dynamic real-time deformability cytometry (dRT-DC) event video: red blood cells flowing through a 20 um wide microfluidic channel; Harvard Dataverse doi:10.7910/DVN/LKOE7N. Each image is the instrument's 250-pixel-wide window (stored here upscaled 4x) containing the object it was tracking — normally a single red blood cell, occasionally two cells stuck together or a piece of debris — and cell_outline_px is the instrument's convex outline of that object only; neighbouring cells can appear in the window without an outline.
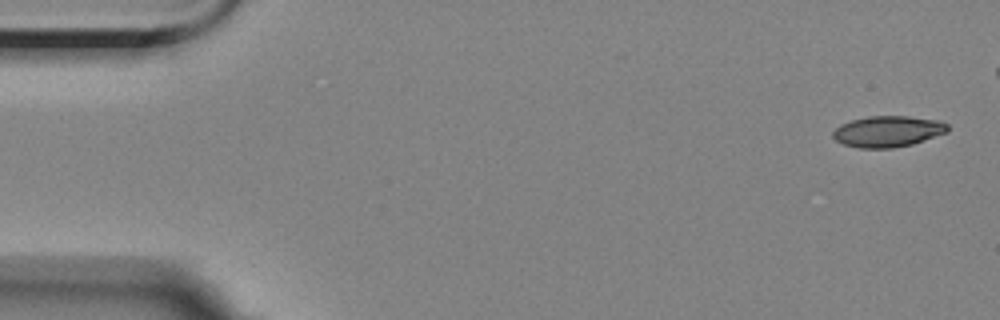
{"species": "Egyptian fruit bat (a non-hibernating species)", "species_latin": "Rousettus aegyptiacus", "temperature_condition": "room temperature", "stored_images_in_passage": 5, "camera_frame_rate_fps": 3000, "um_per_image_px": 0.085, "animal": {"sex": "female"}, "frame": {"image": 1, "passage_image": 1, "time_ms": 0.0, "image_size_px": [1000, 320], "cell_outline_px": [[948, 132], [912, 144], [892, 148], [860, 148], [844, 144], [836, 140], [832, 136], [832, 132], [840, 124], [852, 120], [868, 116], [908, 116], [936, 120], [948, 124]], "centroid_in_image_um": [75.45, 11.17], "position_along_channel_um": 9.5, "area_um2": 20.69}}